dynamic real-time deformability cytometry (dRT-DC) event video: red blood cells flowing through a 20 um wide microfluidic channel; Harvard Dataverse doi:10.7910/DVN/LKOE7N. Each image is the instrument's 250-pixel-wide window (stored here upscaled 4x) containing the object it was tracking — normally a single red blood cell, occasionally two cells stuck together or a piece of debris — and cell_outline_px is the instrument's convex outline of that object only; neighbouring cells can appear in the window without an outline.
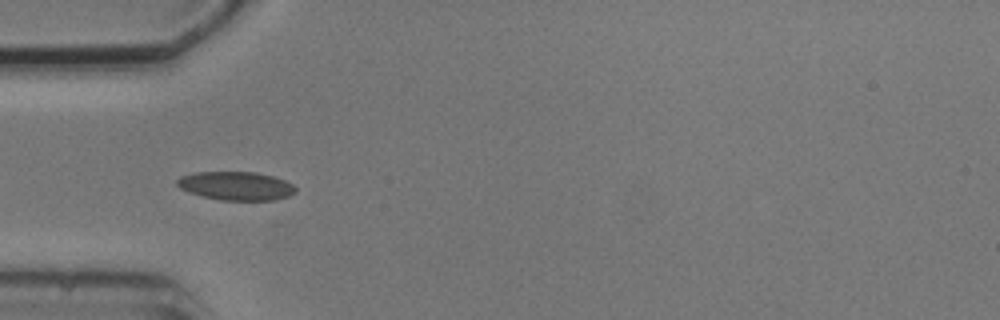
{"species": "common noctule bat (a hibernating species)", "species_latin": "Nyctalus noctula", "temperature_condition": "cold", "stored_images_in_passage": 6, "camera_frame_rate_fps": 3000, "um_per_image_px": 0.085, "animal": {"sex": "male", "body_mass_g": 20.5, "forearm_length_mm": 52.5}, "frame": {"image": 1, "passage_image": 5, "time_ms": 4.667, "image_size_px": [1000, 320], "cell_outline_px": [[296, 192], [288, 196], [276, 200], [220, 200], [188, 192], [180, 188], [176, 184], [176, 180], [180, 176], [192, 172], [256, 172], [272, 176], [284, 180], [292, 184], [296, 188]], "centroid_in_image_um": [20.04, 15.79], "position_along_channel_um": 65.0, "area_um2": 19.77}}
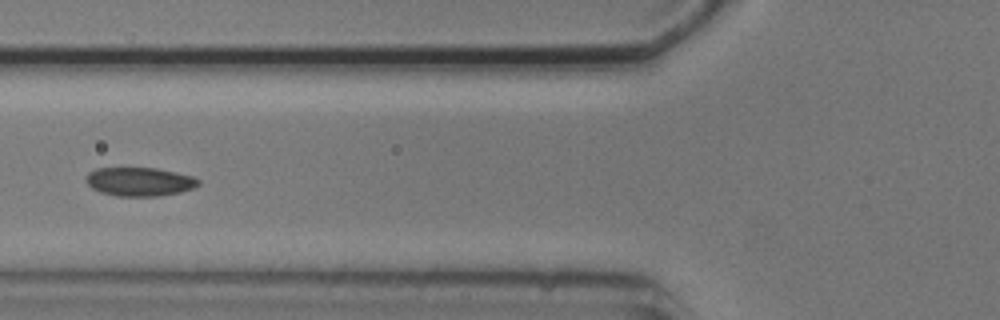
{"frame": {"image": 2, "passage_image": 6, "time_ms": 6.0, "image_size_px": [1000, 320], "cell_outline_px": [[200, 184], [196, 188], [180, 192], [156, 196], [116, 196], [100, 192], [92, 188], [84, 180], [88, 172], [96, 168], [156, 168], [176, 172], [192, 176], [200, 180]], "centroid_in_image_um": [11.86, 15.44], "position_along_channel_um": 113.9, "area_um2": 18.96}}